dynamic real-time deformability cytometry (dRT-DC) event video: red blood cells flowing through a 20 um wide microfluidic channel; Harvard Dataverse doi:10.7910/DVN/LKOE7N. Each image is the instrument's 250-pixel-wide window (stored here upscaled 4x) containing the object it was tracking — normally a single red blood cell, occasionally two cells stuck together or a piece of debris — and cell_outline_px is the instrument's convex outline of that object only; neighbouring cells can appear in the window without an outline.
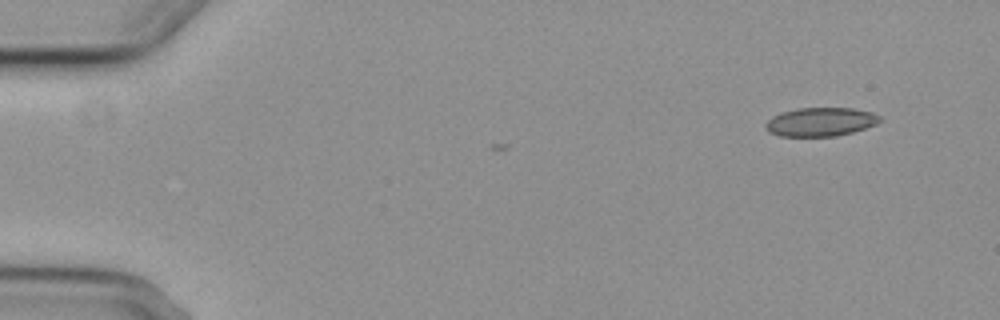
{"species": "common noctule bat (a hibernating species)", "species_latin": "Nyctalus noctula", "temperature_condition": "cold", "stored_images_in_passage": 6, "camera_frame_rate_fps": 3000, "um_per_image_px": 0.085, "animal": {"sex": "female", "body_mass_g": 29.2, "forearm_length_mm": 56.3}, "frame": {"image": 1, "passage_image": 1, "time_ms": 0.0, "image_size_px": [1000, 320], "cell_outline_px": [[880, 120], [876, 124], [852, 132], [836, 136], [780, 136], [768, 132], [764, 128], [764, 124], [772, 116], [780, 112], [796, 108], [852, 108], [872, 112], [880, 116]], "centroid_in_image_um": [69.69, 10.35], "position_along_channel_um": 15.3, "area_um2": 19.19}}
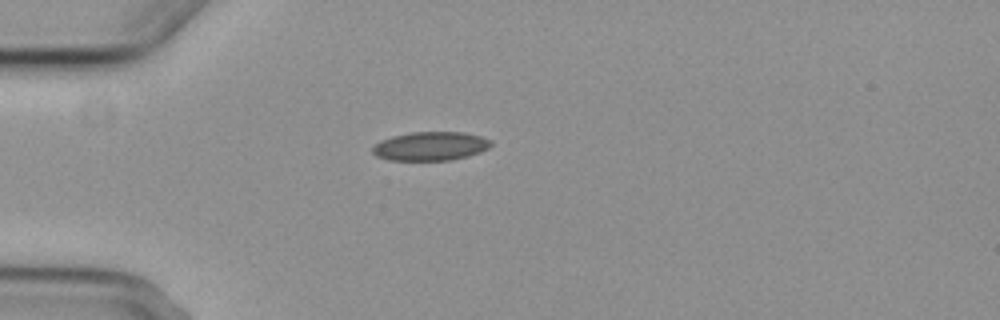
{"frame": {"image": 2, "passage_image": 4, "time_ms": 3.667, "image_size_px": [1000, 320], "cell_outline_px": [[492, 144], [488, 148], [480, 152], [468, 156], [452, 160], [388, 160], [376, 156], [372, 152], [372, 148], [380, 140], [392, 136], [412, 132], [464, 132], [480, 136], [492, 140]], "centroid_in_image_um": [36.6, 12.42], "position_along_channel_um": 48.4, "area_um2": 19.94}}
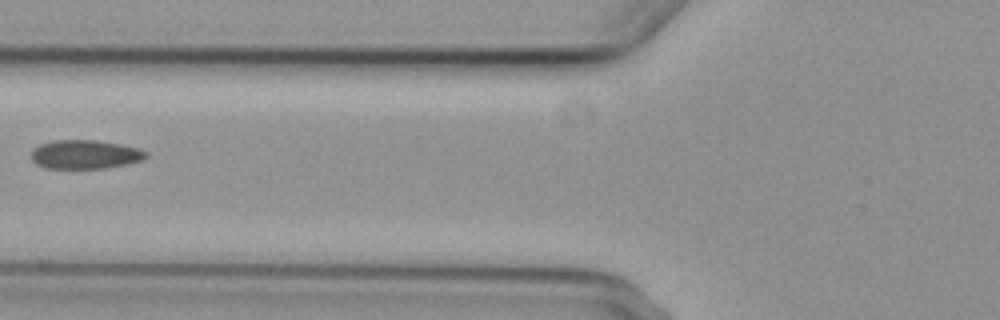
{"frame": {"image": 3, "passage_image": 6, "time_ms": 6.0, "image_size_px": [1000, 320], "cell_outline_px": [[148, 156], [140, 160], [124, 164], [104, 168], [44, 168], [36, 164], [32, 160], [32, 148], [40, 144], [52, 140], [96, 140], [120, 144], [136, 148], [148, 152]], "centroid_in_image_um": [7.18, 13.12], "position_along_channel_um": 118.6, "area_um2": 19.19}}